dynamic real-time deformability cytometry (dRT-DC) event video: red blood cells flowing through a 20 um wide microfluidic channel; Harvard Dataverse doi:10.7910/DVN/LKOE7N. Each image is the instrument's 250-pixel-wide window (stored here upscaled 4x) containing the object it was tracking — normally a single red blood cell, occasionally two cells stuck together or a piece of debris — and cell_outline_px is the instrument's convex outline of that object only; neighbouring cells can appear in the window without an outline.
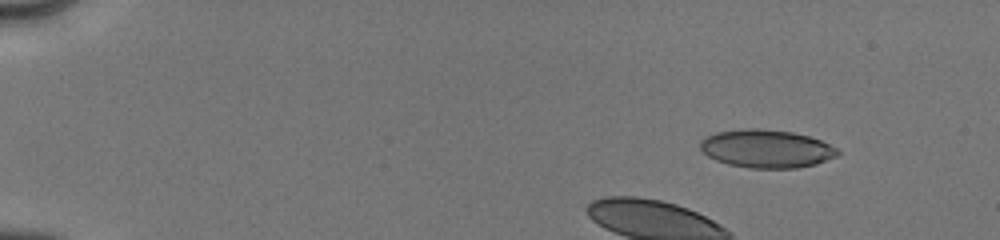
{"species": "human", "species_latin": "Homo sapiens", "temperature_condition": "cold", "stored_images_in_passage": 18, "camera_frame_rate_fps": 3000, "um_per_image_px": 0.085, "donor": {"sex": "male"}, "frame": {"image": 1, "passage_image": 6, "time_ms": 1.667, "image_size_px": [1000, 240], "cell_outline_px": [[840, 152], [836, 156], [816, 164], [796, 168], [748, 168], [728, 164], [716, 160], [708, 156], [700, 148], [700, 140], [704, 136], [716, 132], [744, 128], [760, 128], [792, 132], [808, 136], [820, 140], [836, 148]], "centroid_in_image_um": [65.11, 12.63], "position_along_channel_um": 19.9, "area_um2": 30.58}}
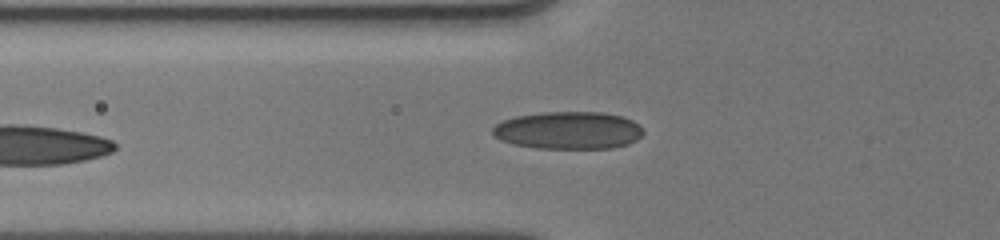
{"frame": {"image": 2, "passage_image": 18, "time_ms": 6.333, "image_size_px": [1000, 240], "cell_outline_px": [[644, 132], [636, 140], [628, 144], [612, 148], [536, 148], [516, 144], [500, 140], [492, 136], [492, 128], [500, 120], [516, 116], [540, 112], [600, 112], [620, 116], [632, 120], [640, 124]], "centroid_in_image_um": [48.29, 11.07], "position_along_channel_um": 77.5, "area_um2": 33.12}}